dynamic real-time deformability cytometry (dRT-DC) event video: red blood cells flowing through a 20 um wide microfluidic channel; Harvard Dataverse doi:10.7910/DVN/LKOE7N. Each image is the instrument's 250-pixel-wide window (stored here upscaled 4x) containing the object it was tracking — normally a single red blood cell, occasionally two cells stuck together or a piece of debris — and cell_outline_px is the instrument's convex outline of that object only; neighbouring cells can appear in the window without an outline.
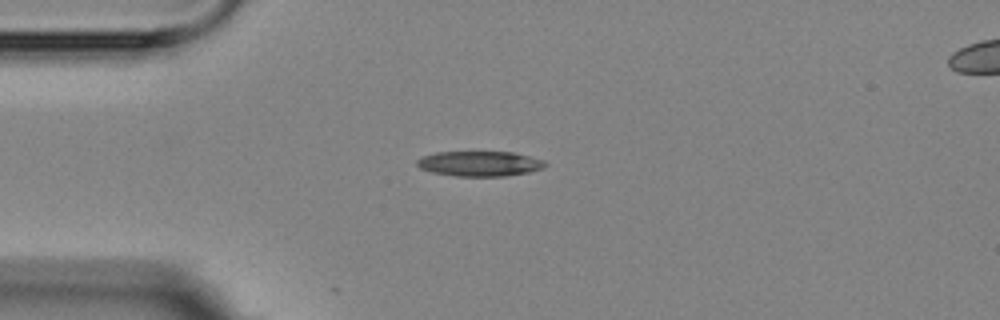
{"species": "Egyptian fruit bat (a non-hibernating species)", "species_latin": "Rousettus aegyptiacus", "temperature_condition": "room temperature", "stored_images_in_passage": 13, "camera_frame_rate_fps": 3000, "um_per_image_px": 0.085, "animal": {"sex": "female"}, "frame": {"image": 1, "passage_image": 1, "time_ms": 0.0, "image_size_px": [1000, 320], "cell_outline_px": [[548, 164], [544, 168], [528, 172], [504, 176], [456, 176], [432, 172], [420, 168], [416, 164], [416, 160], [424, 156], [436, 152], [512, 152], [544, 160]], "centroid_in_image_um": [40.78, 13.91], "position_along_channel_um": 44.2, "area_um2": 18.67}}
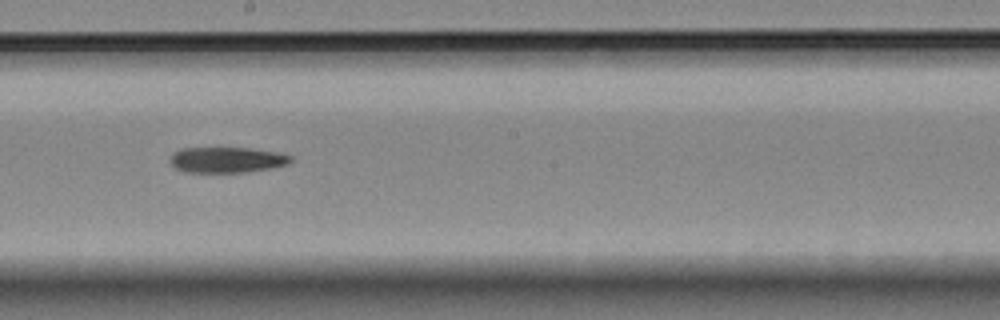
{"frame": {"image": 2, "passage_image": 6, "time_ms": 5.667, "image_size_px": [1000, 320], "cell_outline_px": [[292, 160], [288, 164], [268, 168], [244, 172], [184, 172], [176, 168], [168, 160], [172, 152], [180, 148], [248, 148], [276, 152], [292, 156]], "centroid_in_image_um": [19.22, 13.58], "position_along_channel_um": 229.0, "area_um2": 17.98}}
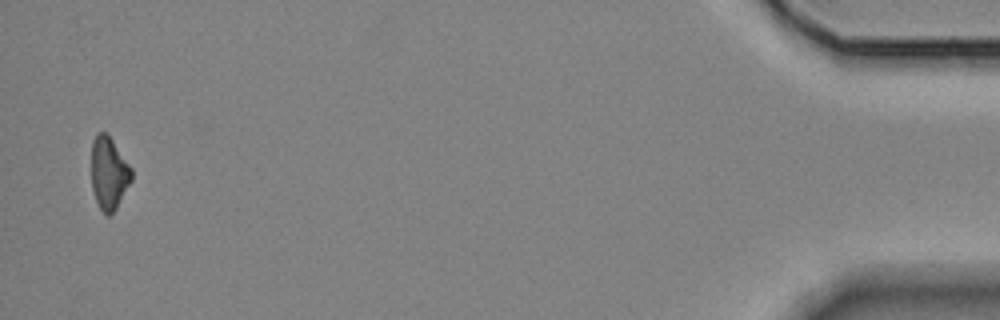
{"frame": {"image": 3, "passage_image": 13, "time_ms": 13.667, "image_size_px": [1000, 320], "cell_outline_px": [[132, 180], [116, 208], [108, 216], [104, 216], [96, 200], [92, 188], [92, 140], [96, 132], [104, 132], [112, 140], [132, 168]], "centroid_in_image_um": [9.25, 14.72], "position_along_channel_um": 425.9, "area_um2": 16.88}, "authors_computed_cell_mechanics": {"area_um2": 18.6694, "velocity_mm_per_s": 3.545, "shape_relaxation_time_tau1_ms": 4.6384, "shape_relaxation_time_tau2_ms": null, "deformation_change_tau1": 0.116, "deformation_change_tau2": null}}